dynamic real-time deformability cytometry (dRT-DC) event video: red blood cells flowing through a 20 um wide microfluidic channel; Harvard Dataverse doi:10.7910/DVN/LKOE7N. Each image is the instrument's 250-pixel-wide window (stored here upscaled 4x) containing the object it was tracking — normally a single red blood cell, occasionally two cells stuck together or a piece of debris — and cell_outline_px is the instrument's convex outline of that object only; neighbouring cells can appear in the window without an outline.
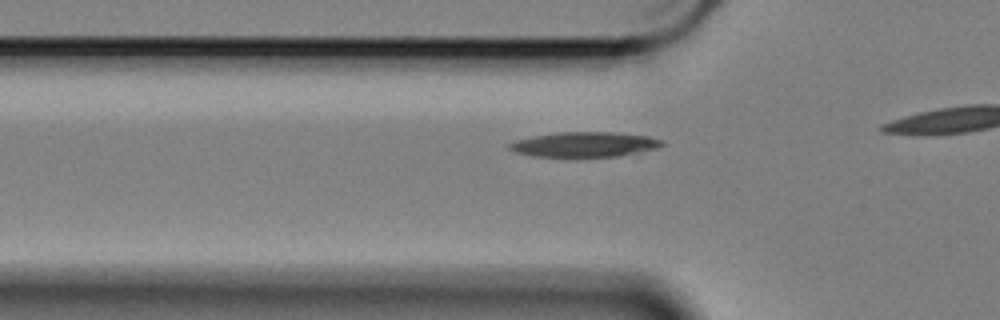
{"species": "Egyptian fruit bat (a non-hibernating species)", "species_latin": "Rousettus aegyptiacus", "temperature_condition": "cold", "stored_images_in_passage": 11, "camera_frame_rate_fps": 3000, "um_per_image_px": 0.085, "animal": {"sex": "female"}, "frame": {"image": 1, "passage_image": 5, "time_ms": 1.333, "image_size_px": [1000, 320], "cell_outline_px": [[664, 144], [656, 148], [640, 152], [616, 156], [532, 156], [516, 152], [508, 148], [508, 144], [516, 140], [556, 132], [612, 132], [648, 136], [664, 140]], "centroid_in_image_um": [49.7, 12.27], "position_along_channel_um": 76.1, "area_um2": 21.91}}
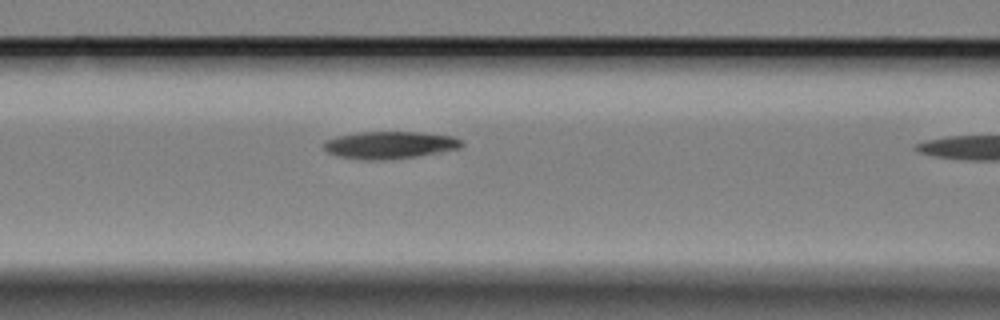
{"frame": {"image": 2, "passage_image": 10, "time_ms": 3.0, "image_size_px": [1000, 320], "cell_outline_px": [[464, 144], [460, 148], [440, 152], [416, 156], [384, 160], [364, 160], [336, 156], [328, 152], [324, 148], [324, 140], [336, 136], [356, 132], [420, 132], [452, 136], [460, 140]], "centroid_in_image_um": [33.08, 12.32], "position_along_channel_um": 133.5, "area_um2": 22.02}}